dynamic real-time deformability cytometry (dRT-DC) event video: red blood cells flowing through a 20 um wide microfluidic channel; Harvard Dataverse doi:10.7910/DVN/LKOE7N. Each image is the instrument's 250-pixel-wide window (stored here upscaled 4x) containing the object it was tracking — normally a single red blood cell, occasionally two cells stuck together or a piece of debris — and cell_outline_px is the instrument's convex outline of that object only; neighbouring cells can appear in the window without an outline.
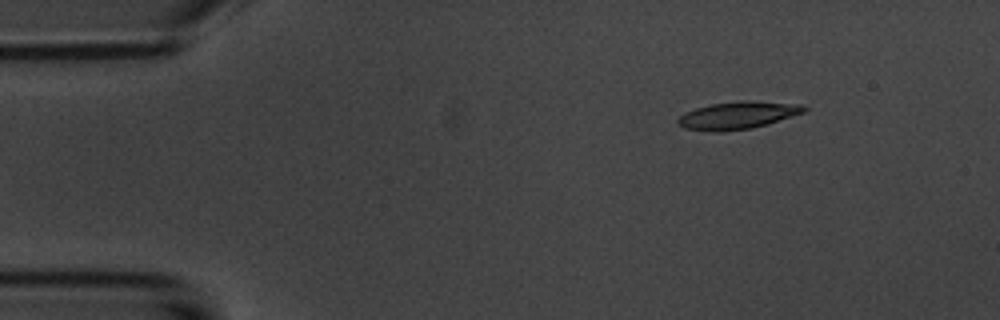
{"species": "common noctule bat (a hibernating species)", "species_latin": "Nyctalus noctula", "temperature_condition": "room temperature", "stored_images_in_passage": 3, "camera_frame_rate_fps": 3000, "um_per_image_px": 0.085, "animal": {"sex": "male", "body_mass_g": 20.1, "forearm_length_mm": 53.5}, "frame": {"image": 1, "passage_image": 2, "time_ms": 1.333, "image_size_px": [1000, 320], "cell_outline_px": [[808, 108], [804, 112], [752, 128], [720, 132], [712, 132], [684, 128], [676, 124], [676, 120], [680, 116], [696, 108], [712, 104], [744, 100], [804, 104]], "centroid_in_image_um": [62.69, 9.8], "position_along_channel_um": 22.3, "area_um2": 20.06}}